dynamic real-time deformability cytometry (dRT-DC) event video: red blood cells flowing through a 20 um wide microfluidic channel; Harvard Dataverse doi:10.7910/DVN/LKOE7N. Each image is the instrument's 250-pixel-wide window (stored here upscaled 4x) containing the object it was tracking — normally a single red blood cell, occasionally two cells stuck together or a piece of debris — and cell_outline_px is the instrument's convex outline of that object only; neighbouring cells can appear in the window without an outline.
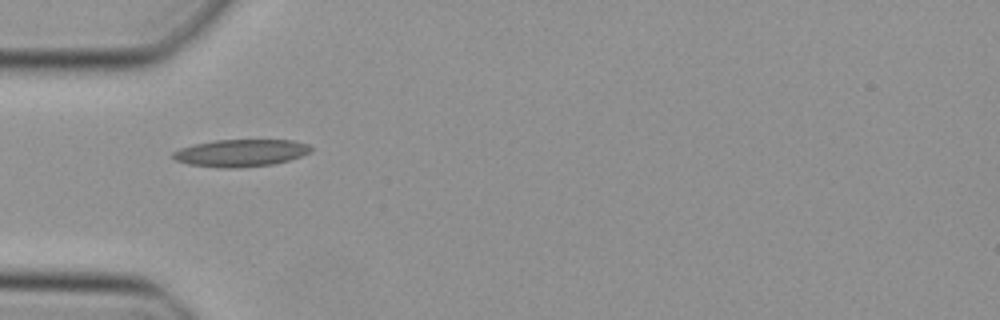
{"species": "Egyptian fruit bat (a non-hibernating species)", "species_latin": "Rousettus aegyptiacus", "temperature_condition": "cold", "stored_images_in_passage": 34, "camera_frame_rate_fps": 3000, "um_per_image_px": 0.085, "animal": {"sex": "female"}, "frame": {"image": 1, "passage_image": 1, "time_ms": 0.0, "image_size_px": [1000, 320], "cell_outline_px": [[312, 152], [288, 160], [272, 164], [232, 168], [220, 168], [188, 164], [176, 160], [172, 156], [172, 152], [180, 148], [196, 144], [216, 140], [292, 140], [308, 144], [312, 148]], "centroid_in_image_um": [20.46, 13.0], "position_along_channel_um": 64.5, "area_um2": 21.73}}
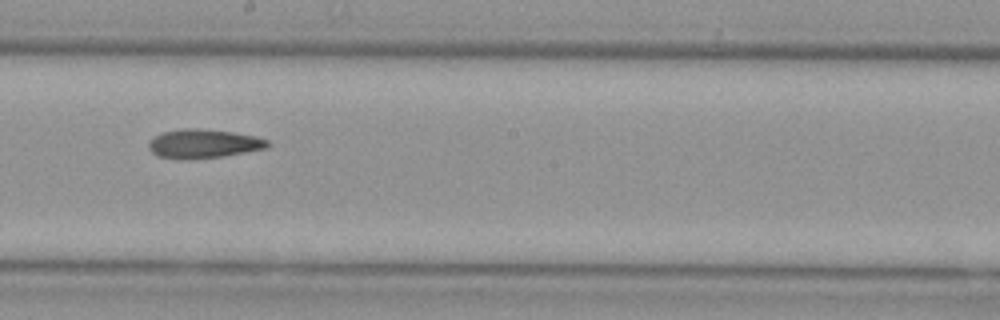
{"frame": {"image": 2, "passage_image": 13, "time_ms": 4.0, "image_size_px": [1000, 320], "cell_outline_px": [[272, 144], [268, 148], [220, 156], [188, 160], [156, 156], [148, 148], [148, 140], [164, 132], [180, 128], [200, 128], [232, 132], [256, 136], [268, 140]], "centroid_in_image_um": [17.29, 12.21], "position_along_channel_um": 230.9, "area_um2": 20.17}}
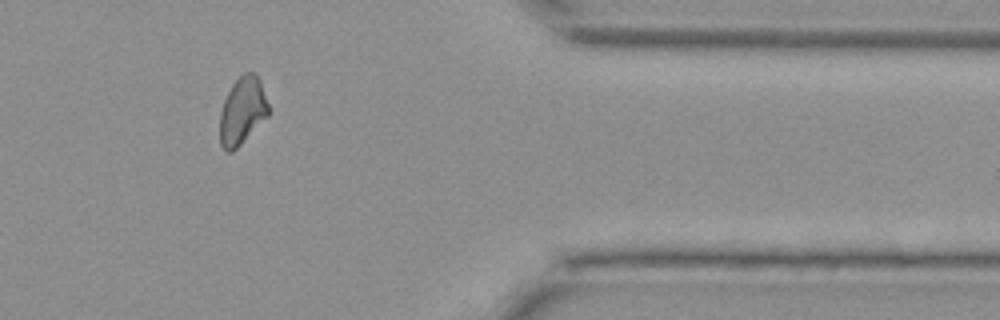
{"frame": {"image": 3, "passage_image": 26, "time_ms": 8.333, "image_size_px": [1000, 320], "cell_outline_px": [[268, 116], [232, 152], [224, 152], [220, 144], [220, 112], [224, 100], [232, 84], [244, 72], [256, 72], [260, 80], [268, 104]], "centroid_in_image_um": [20.59, 9.42], "position_along_channel_um": 390.8, "area_um2": 19.02}}